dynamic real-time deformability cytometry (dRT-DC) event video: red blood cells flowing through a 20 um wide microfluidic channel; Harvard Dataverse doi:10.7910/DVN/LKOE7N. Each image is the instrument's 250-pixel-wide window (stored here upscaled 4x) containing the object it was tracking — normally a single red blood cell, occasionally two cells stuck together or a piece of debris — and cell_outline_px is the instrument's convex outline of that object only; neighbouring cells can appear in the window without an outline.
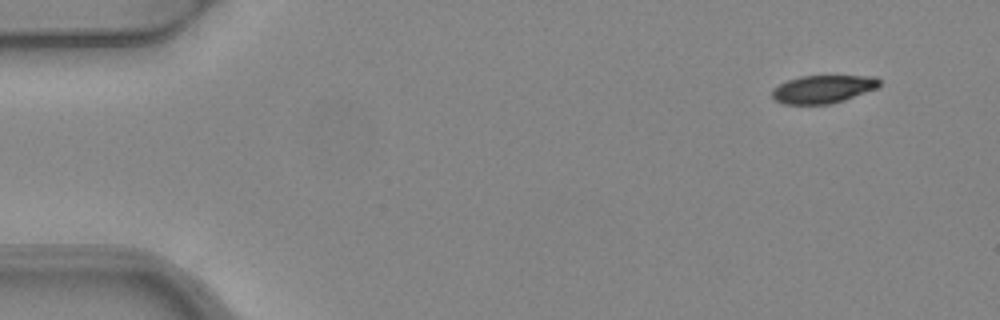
{"species": "common noctule bat (a hibernating species)", "species_latin": "Nyctalus noctula", "temperature_condition": "warm", "stored_images_in_passage": 4, "camera_frame_rate_fps": 3000, "um_per_image_px": 0.085, "animal": {"sex": "female", "body_mass_g": 24.6, "forearm_length_mm": 56.2}, "frame": {"image": 1, "passage_image": 1, "time_ms": 0.0, "image_size_px": [1000, 320], "cell_outline_px": [[880, 84], [876, 88], [844, 100], [828, 104], [784, 104], [776, 100], [772, 96], [772, 88], [788, 80], [800, 76], [876, 76], [880, 80]], "centroid_in_image_um": [69.94, 7.57], "position_along_channel_um": 15.1, "area_um2": 17.34}}